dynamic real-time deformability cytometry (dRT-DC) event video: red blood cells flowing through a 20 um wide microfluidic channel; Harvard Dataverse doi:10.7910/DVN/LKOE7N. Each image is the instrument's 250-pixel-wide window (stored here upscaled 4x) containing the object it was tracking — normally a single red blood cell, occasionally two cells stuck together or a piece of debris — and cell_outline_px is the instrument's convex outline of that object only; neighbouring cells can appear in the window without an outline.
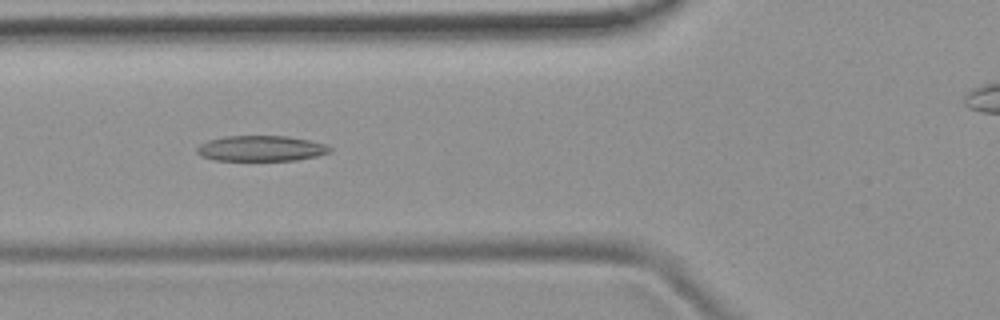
{"species": "common noctule bat (a hibernating species)", "species_latin": "Nyctalus noctula", "temperature_condition": "room temperature", "stored_images_in_passage": 52, "camera_frame_rate_fps": 3000, "um_per_image_px": 0.085, "animal": {"sex": "female", "body_mass_g": 19.9}, "frame": {"image": 1, "passage_image": 19, "time_ms": 6.0, "image_size_px": [1000, 320], "cell_outline_px": [[332, 152], [316, 156], [296, 160], [216, 160], [200, 156], [196, 152], [196, 148], [200, 144], [208, 140], [224, 136], [288, 136], [312, 140], [324, 144], [332, 148]], "centroid_in_image_um": [22.19, 12.61], "position_along_channel_um": 103.6, "area_um2": 19.88}}
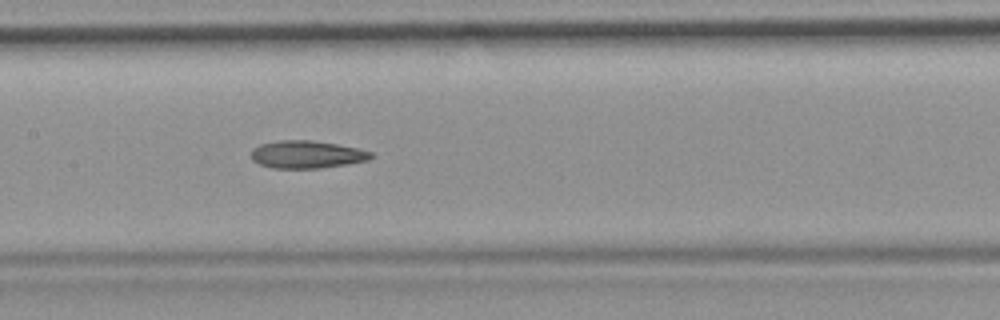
{"frame": {"image": 2, "passage_image": 25, "time_ms": 8.0, "image_size_px": [1000, 320], "cell_outline_px": [[376, 156], [368, 160], [348, 164], [320, 168], [272, 168], [260, 164], [252, 160], [252, 148], [260, 144], [280, 140], [312, 140], [360, 148], [372, 152]], "centroid_in_image_um": [26.12, 13.13], "position_along_channel_um": 181.3, "area_um2": 19.42}}
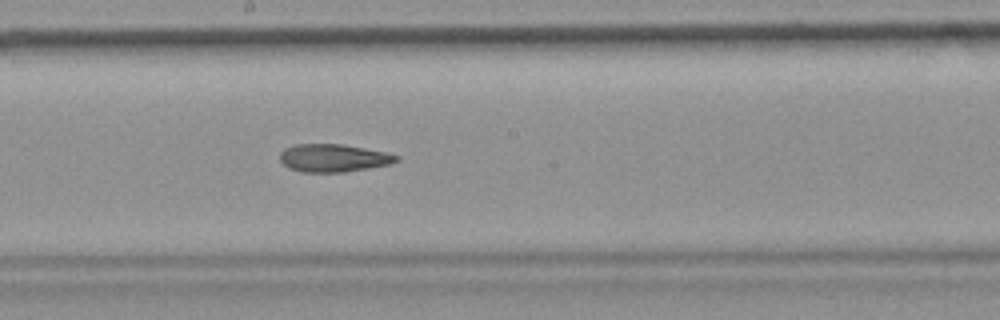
{"frame": {"image": 3, "passage_image": 28, "time_ms": 9.0, "image_size_px": [1000, 320], "cell_outline_px": [[400, 160], [392, 164], [344, 172], [300, 172], [288, 168], [280, 160], [280, 152], [284, 148], [296, 144], [340, 144], [388, 152], [400, 156]], "centroid_in_image_um": [28.36, 13.43], "position_along_channel_um": 219.8, "area_um2": 19.07}, "authors_computed_cell_mechanics": {"area_um2": 19.9988, "velocity_mm_per_s": 3.8684, "shape_relaxation_time_tau1_ms": null, "shape_relaxation_time_tau2_ms": 4.2768, "deformation_change_tau1": null, "deformation_change_tau2": 0.1364}}